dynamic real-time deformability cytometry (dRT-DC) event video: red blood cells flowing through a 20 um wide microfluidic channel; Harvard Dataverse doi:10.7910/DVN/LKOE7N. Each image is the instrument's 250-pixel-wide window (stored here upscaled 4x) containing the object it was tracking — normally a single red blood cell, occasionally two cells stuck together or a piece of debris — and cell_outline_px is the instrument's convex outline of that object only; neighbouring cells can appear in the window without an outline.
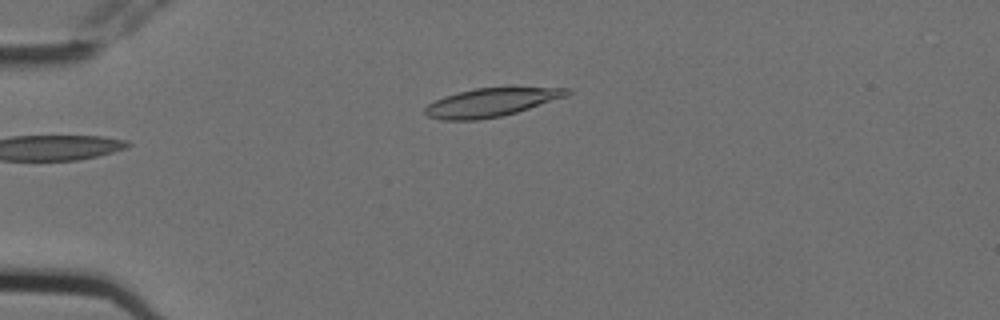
{"species": "Egyptian fruit bat (a non-hibernating species)", "species_latin": "Rousettus aegyptiacus", "temperature_condition": "cold", "stored_images_in_passage": 5, "camera_frame_rate_fps": 3000, "um_per_image_px": 0.085, "animal": {"sex": "female"}, "frame": {"image": 1, "passage_image": 5, "time_ms": 1.333, "image_size_px": [1000, 320], "cell_outline_px": [[572, 92], [568, 96], [516, 112], [500, 116], [476, 120], [444, 120], [428, 116], [424, 112], [424, 108], [428, 104], [444, 96], [456, 92], [476, 88], [572, 88]], "centroid_in_image_um": [41.74, 8.7], "position_along_channel_um": 43.3, "area_um2": 23.29}}